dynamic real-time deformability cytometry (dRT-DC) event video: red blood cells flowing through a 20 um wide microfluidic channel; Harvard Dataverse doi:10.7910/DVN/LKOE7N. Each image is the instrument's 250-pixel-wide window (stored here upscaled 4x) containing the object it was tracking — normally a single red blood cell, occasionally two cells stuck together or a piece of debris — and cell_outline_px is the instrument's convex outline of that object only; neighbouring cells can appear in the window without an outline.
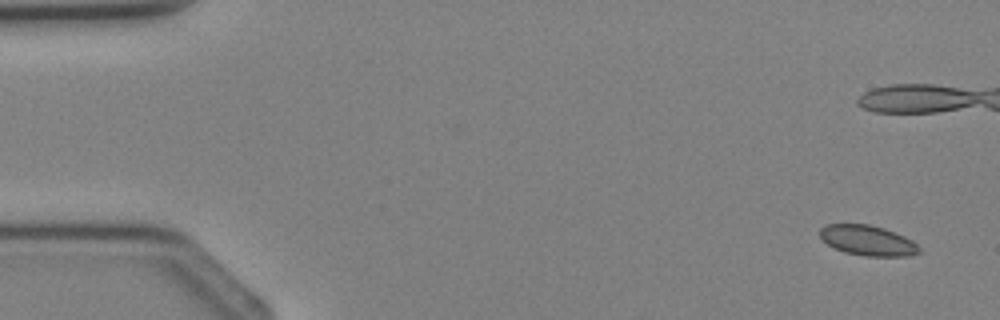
{"species": "Egyptian fruit bat (a non-hibernating species)", "species_latin": "Rousettus aegyptiacus", "temperature_condition": "cold", "stored_images_in_passage": 6, "camera_frame_rate_fps": 3000, "um_per_image_px": 0.085, "animal": {"sex": "female"}, "frame": {"image": 1, "passage_image": 1, "time_ms": 0.0, "image_size_px": [1000, 320], "cell_outline_px": [[920, 252], [908, 256], [864, 256], [844, 252], [828, 244], [820, 236], [820, 228], [828, 224], [868, 224], [884, 228], [904, 236], [912, 240], [920, 248]], "centroid_in_image_um": [73.77, 20.44], "position_along_channel_um": 11.2, "area_um2": 17.34}}
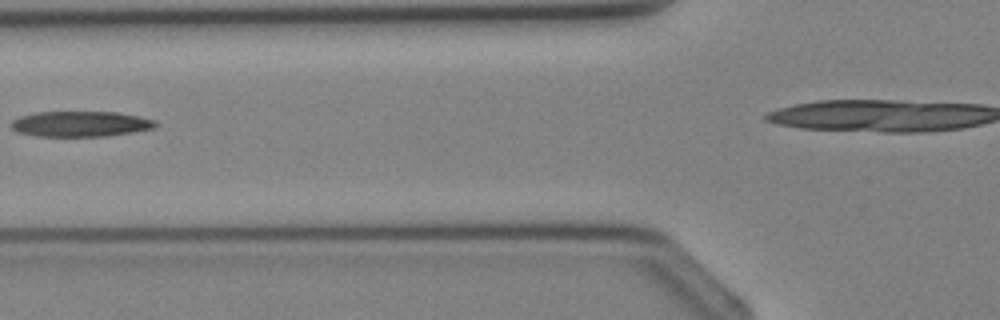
{"frame": {"image": 2, "passage_image": 5, "time_ms": 4.667, "image_size_px": [1000, 320], "cell_outline_px": [[156, 128], [108, 136], [36, 136], [16, 132], [12, 128], [12, 120], [20, 116], [36, 112], [116, 112], [156, 120]], "centroid_in_image_um": [6.83, 10.54], "position_along_channel_um": 119.0, "area_um2": 21.39}}